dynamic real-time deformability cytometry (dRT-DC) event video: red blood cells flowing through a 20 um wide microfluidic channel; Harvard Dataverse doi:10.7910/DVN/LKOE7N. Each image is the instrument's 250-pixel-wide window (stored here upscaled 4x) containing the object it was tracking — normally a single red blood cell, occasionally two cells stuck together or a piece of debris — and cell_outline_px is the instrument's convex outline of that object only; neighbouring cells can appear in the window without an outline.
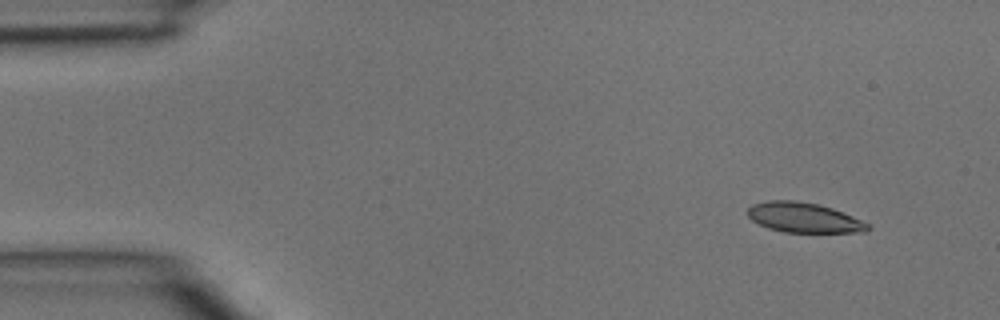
{"species": "common noctule bat (a hibernating species)", "species_latin": "Nyctalus noctula", "temperature_condition": "room temperature", "stored_images_in_passage": 4, "camera_frame_rate_fps": 3000, "um_per_image_px": 0.085, "animal": {"sex": "male", "body_mass_g": 15.6}, "frame": {"image": 1, "passage_image": 1, "time_ms": 0.0, "image_size_px": [1000, 320], "cell_outline_px": [[872, 228], [868, 232], [784, 232], [768, 228], [752, 220], [748, 216], [748, 208], [752, 204], [768, 200], [796, 200], [816, 204], [832, 208], [852, 216], [868, 224]], "centroid_in_image_um": [68.32, 18.49], "position_along_channel_um": 16.7, "area_um2": 20.87}}